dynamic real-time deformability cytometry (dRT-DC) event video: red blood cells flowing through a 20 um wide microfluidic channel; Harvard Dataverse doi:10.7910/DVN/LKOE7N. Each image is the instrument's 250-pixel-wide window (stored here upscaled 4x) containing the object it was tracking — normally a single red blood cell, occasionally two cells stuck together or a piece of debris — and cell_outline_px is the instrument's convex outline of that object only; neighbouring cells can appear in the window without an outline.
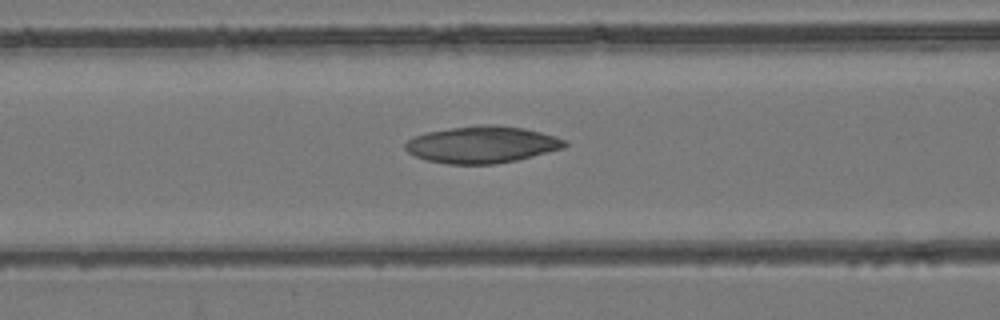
{"species": "common noctule bat (a hibernating species)", "species_latin": "Nyctalus noctula", "temperature_condition": "room temperature", "stored_images_in_passage": 44, "camera_frame_rate_fps": 3000, "um_per_image_px": 0.085, "animal": {"sex": "female", "body_mass_g": 24.6, "forearm_length_mm": 56.2}, "frame": {"image": 1, "passage_image": 23, "time_ms": 7.333, "image_size_px": [1000, 320], "cell_outline_px": [[568, 144], [564, 148], [516, 160], [492, 164], [448, 164], [428, 160], [416, 156], [408, 152], [404, 148], [404, 144], [412, 136], [428, 132], [452, 128], [480, 124], [496, 124], [524, 128], [540, 132], [568, 140]], "centroid_in_image_um": [40.98, 12.28], "position_along_channel_um": 125.6, "area_um2": 34.22}}
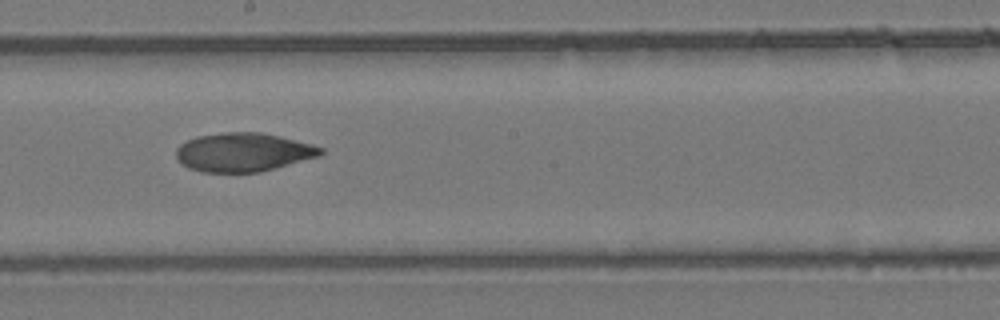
{"frame": {"image": 2, "passage_image": 31, "time_ms": 10.0, "image_size_px": [1000, 320], "cell_outline_px": [[324, 152], [320, 156], [260, 172], [200, 172], [188, 168], [176, 156], [176, 148], [180, 144], [196, 136], [224, 132], [260, 132], [280, 136], [312, 144], [324, 148]], "centroid_in_image_um": [20.69, 12.93], "position_along_channel_um": 227.5, "area_um2": 32.66}}
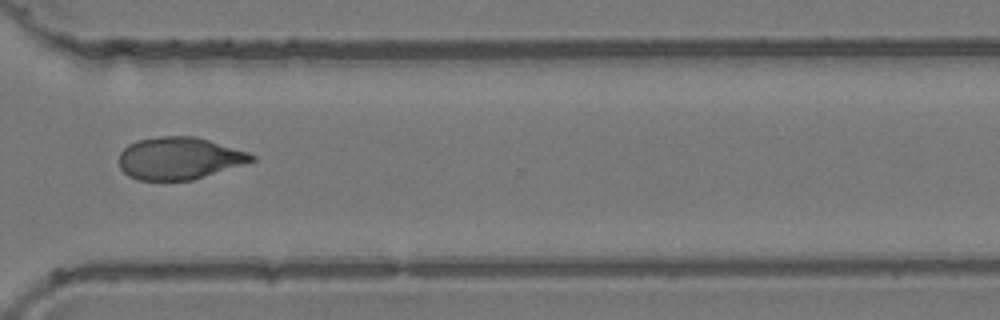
{"frame": {"image": 3, "passage_image": 41, "time_ms": 13.333, "image_size_px": [1000, 320], "cell_outline_px": [[256, 160], [192, 180], [140, 180], [128, 176], [120, 168], [120, 152], [128, 144], [136, 140], [160, 136], [196, 136], [248, 152], [256, 156]], "centroid_in_image_um": [15.22, 13.44], "position_along_channel_um": 355.4, "area_um2": 32.54}}